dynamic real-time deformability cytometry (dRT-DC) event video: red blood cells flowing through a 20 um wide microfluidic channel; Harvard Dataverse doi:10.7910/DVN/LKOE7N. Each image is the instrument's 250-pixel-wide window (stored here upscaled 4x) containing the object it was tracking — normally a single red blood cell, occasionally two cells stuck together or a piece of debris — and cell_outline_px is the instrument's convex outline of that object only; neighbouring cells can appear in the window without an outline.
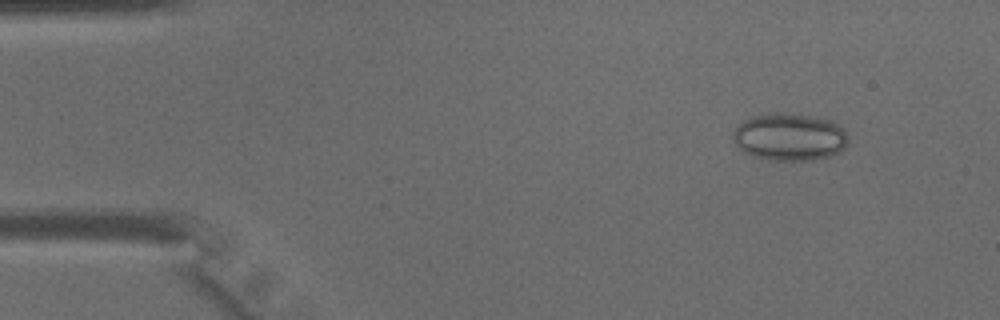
{"species": "common noctule bat (a hibernating species)", "species_latin": "Nyctalus noctula", "temperature_condition": "warm", "stored_images_in_passage": 44, "camera_frame_rate_fps": 3000, "um_per_image_px": 0.085, "animal": {"sex": "male", "body_mass_g": 15.6}, "frame": {"image": 1, "passage_image": 5, "time_ms": 1.333, "image_size_px": [1000, 320], "cell_outline_px": [[848, 144], [840, 152], [828, 156], [812, 160], [768, 160], [752, 156], [744, 152], [732, 140], [732, 132], [744, 120], [752, 116], [776, 112], [808, 116], [828, 120], [840, 124], [848, 136]], "centroid_in_image_um": [67.11, 11.65], "position_along_channel_um": 17.9, "area_um2": 31.85}}
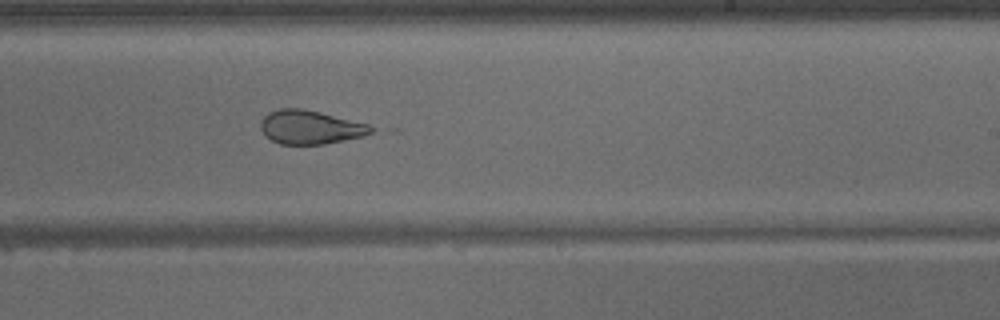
{"frame": {"image": 2, "passage_image": 27, "time_ms": 8.667, "image_size_px": [1000, 320], "cell_outline_px": [[376, 128], [372, 132], [364, 136], [324, 144], [280, 144], [272, 140], [260, 128], [260, 120], [268, 112], [280, 108], [304, 108], [368, 124]], "centroid_in_image_um": [26.37, 10.8], "position_along_channel_um": 262.6, "area_um2": 21.68}}
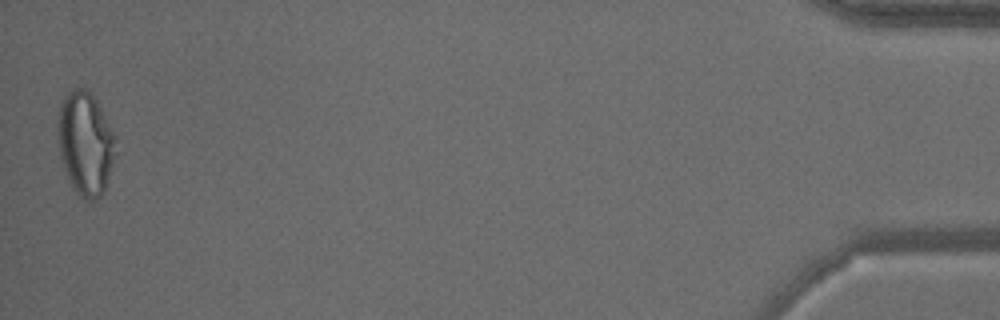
{"frame": {"image": 3, "passage_image": 44, "time_ms": 14.333, "image_size_px": [1000, 320], "cell_outline_px": [[116, 152], [104, 188], [100, 196], [96, 200], [84, 200], [72, 188], [60, 156], [60, 104], [68, 92], [72, 88], [84, 88], [96, 100], [116, 136]], "centroid_in_image_um": [7.29, 12.21], "position_along_channel_um": 427.9, "area_um2": 33.99}}